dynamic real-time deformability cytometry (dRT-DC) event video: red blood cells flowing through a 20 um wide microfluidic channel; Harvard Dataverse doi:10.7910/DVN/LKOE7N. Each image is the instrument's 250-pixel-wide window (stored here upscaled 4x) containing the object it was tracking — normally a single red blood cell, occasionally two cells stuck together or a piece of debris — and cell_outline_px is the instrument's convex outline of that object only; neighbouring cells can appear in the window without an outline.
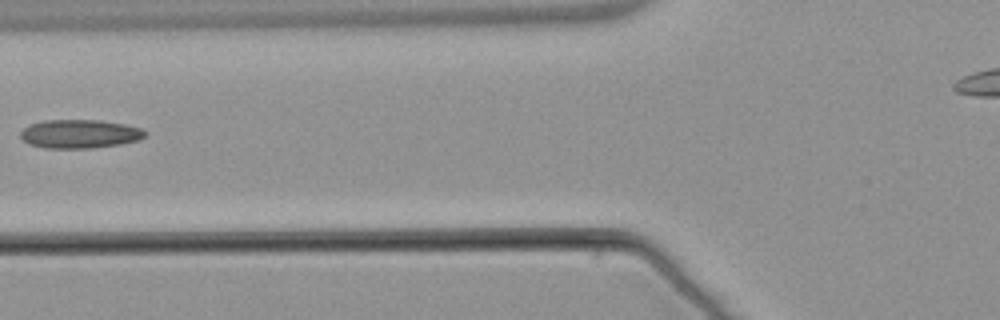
{"species": "common noctule bat (a hibernating species)", "species_latin": "Nyctalus noctula", "temperature_condition": "warm", "stored_images_in_passage": 3, "camera_frame_rate_fps": 3000, "um_per_image_px": 0.085, "animal": {"sex": "male", "body_mass_g": 21.5, "forearm_length_mm": 52.0}, "frame": {"image": 1, "passage_image": 3, "time_ms": 2.333, "image_size_px": [1000, 320], "cell_outline_px": [[148, 132], [140, 140], [120, 144], [92, 148], [44, 148], [32, 144], [24, 140], [20, 136], [20, 132], [24, 128], [32, 124], [44, 120], [100, 120], [124, 124], [140, 128]], "centroid_in_image_um": [6.8, 11.38], "position_along_channel_um": 119.0, "area_um2": 20.69}}